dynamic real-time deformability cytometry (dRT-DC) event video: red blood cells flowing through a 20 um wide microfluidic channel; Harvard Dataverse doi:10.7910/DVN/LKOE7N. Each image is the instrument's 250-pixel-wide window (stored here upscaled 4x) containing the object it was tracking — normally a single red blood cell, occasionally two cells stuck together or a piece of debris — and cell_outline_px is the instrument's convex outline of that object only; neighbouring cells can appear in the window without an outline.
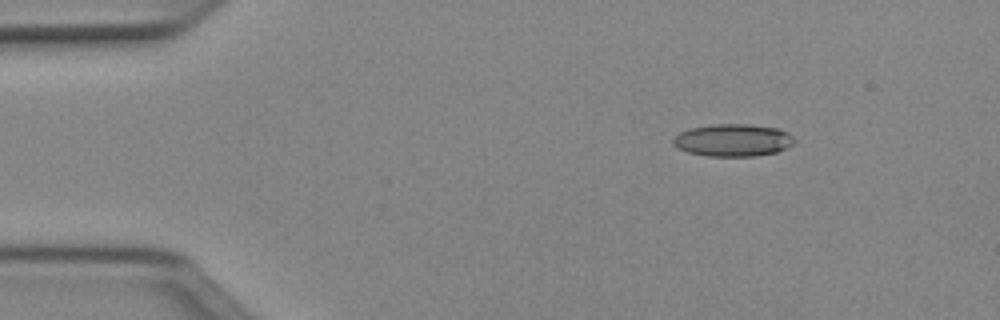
{"species": "Egyptian fruit bat (a non-hibernating species)", "species_latin": "Rousettus aegyptiacus", "temperature_condition": "cold", "stored_images_in_passage": 44, "camera_frame_rate_fps": 3000, "um_per_image_px": 0.085, "animal": {"sex": "female"}, "frame": {"image": 1, "passage_image": 1, "time_ms": 0.0, "image_size_px": [1000, 320], "cell_outline_px": [[796, 140], [792, 144], [776, 152], [756, 156], [708, 156], [688, 152], [676, 148], [672, 144], [672, 140], [680, 132], [692, 128], [716, 124], [744, 124], [780, 128], [788, 132]], "centroid_in_image_um": [62.3, 11.92], "position_along_channel_um": 22.7, "area_um2": 22.83}}
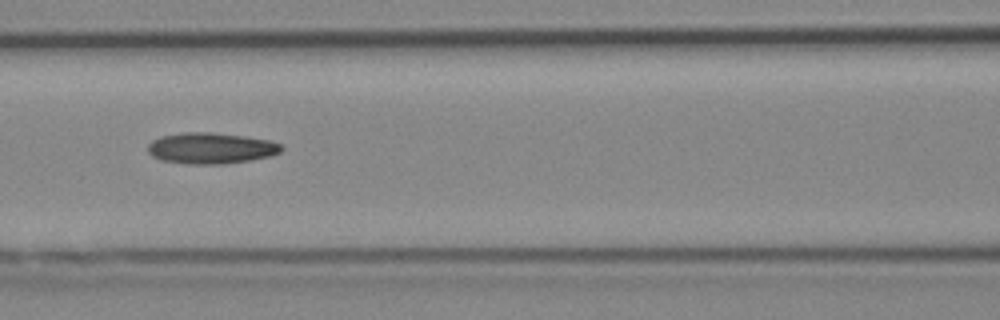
{"frame": {"image": 2, "passage_image": 16, "time_ms": 5.0, "image_size_px": [1000, 320], "cell_outline_px": [[284, 148], [280, 152], [268, 156], [248, 160], [220, 164], [188, 164], [160, 160], [152, 156], [148, 152], [148, 144], [152, 140], [160, 136], [184, 132], [208, 132], [244, 136], [268, 140], [280, 144]], "centroid_in_image_um": [17.88, 12.59], "position_along_channel_um": 148.7, "area_um2": 24.04}}
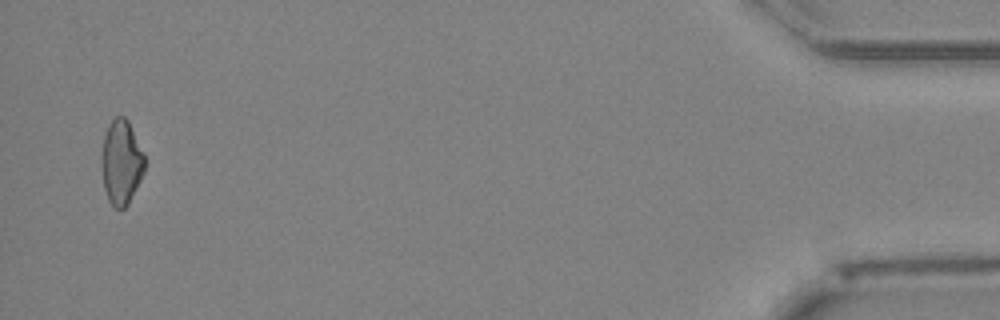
{"frame": {"image": 3, "passage_image": 43, "time_ms": 14.0, "image_size_px": [1000, 320], "cell_outline_px": [[144, 172], [128, 204], [124, 208], [116, 208], [108, 200], [104, 188], [100, 164], [100, 152], [104, 136], [108, 124], [116, 116], [124, 116], [128, 120], [144, 156]], "centroid_in_image_um": [10.27, 13.78], "position_along_channel_um": 424.9, "area_um2": 21.27}}